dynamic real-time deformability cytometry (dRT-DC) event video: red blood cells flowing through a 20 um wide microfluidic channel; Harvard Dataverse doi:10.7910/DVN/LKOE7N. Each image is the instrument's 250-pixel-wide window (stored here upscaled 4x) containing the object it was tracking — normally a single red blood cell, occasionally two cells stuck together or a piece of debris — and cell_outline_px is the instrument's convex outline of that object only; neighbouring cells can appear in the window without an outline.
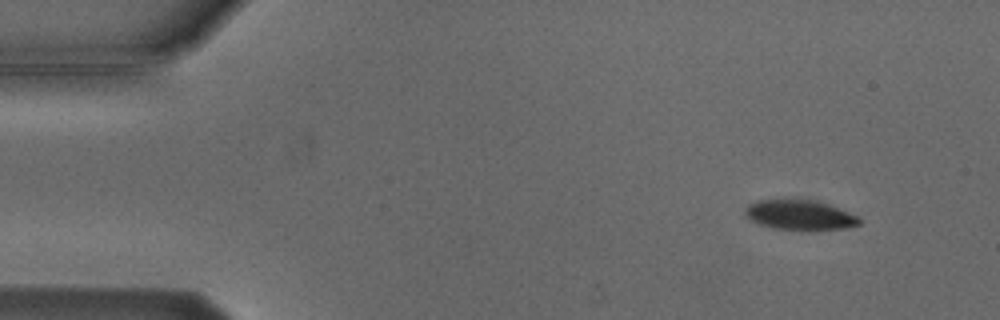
{"species": "Egyptian fruit bat (a non-hibernating species)", "species_latin": "Rousettus aegyptiacus", "temperature_condition": "cold", "stored_images_in_passage": 5, "camera_frame_rate_fps": 3000, "um_per_image_px": 0.085, "animal": {"sex": "male"}, "frame": {"image": 1, "passage_image": 2, "time_ms": 1.333, "image_size_px": [1000, 320], "cell_outline_px": [[860, 224], [844, 228], [772, 228], [760, 224], [744, 216], [744, 208], [748, 204], [756, 200], [816, 200], [828, 204], [856, 216], [860, 220]], "centroid_in_image_um": [67.89, 18.24], "position_along_channel_um": 17.1, "area_um2": 19.13}}
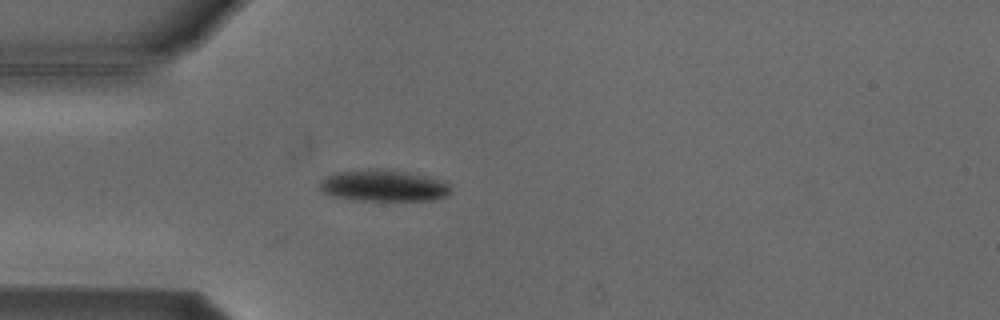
{"frame": {"image": 2, "passage_image": 5, "time_ms": 4.667, "image_size_px": [1000, 320], "cell_outline_px": [[448, 196], [432, 200], [352, 200], [332, 196], [324, 192], [320, 188], [320, 180], [324, 176], [332, 172], [376, 168], [408, 172], [448, 180]], "centroid_in_image_um": [32.58, 15.76], "position_along_channel_um": 52.4, "area_um2": 24.39}}